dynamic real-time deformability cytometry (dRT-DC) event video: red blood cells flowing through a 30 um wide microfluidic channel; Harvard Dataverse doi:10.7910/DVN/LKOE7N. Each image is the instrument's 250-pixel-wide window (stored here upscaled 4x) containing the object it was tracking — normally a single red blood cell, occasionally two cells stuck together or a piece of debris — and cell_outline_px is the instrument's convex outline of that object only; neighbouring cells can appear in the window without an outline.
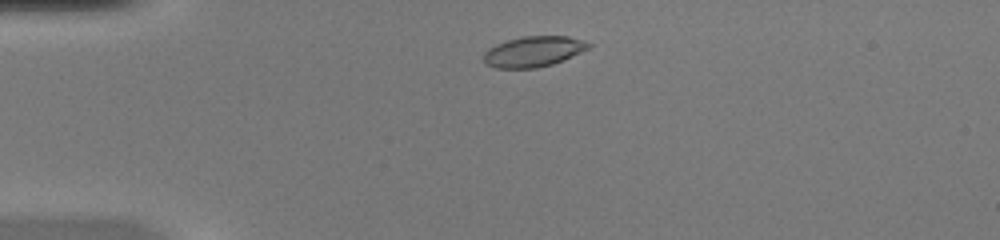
{"species": "common noctule bat (a hibernating species)", "species_latin": "Nyctalus noctula", "temperature_condition": "warm", "stored_images_in_passage": 42, "camera_frame_rate_fps": 3000, "um_per_image_px": 0.085, "animal": {"sex": "female", "body_mass_g": 20.0, "forearm_length_mm": 54.0}, "frame": {"image": 1, "passage_image": 4, "time_ms": 1.0, "image_size_px": [1000, 240], "cell_outline_px": [[592, 44], [588, 48], [580, 52], [552, 64], [536, 68], [496, 68], [484, 64], [484, 52], [488, 48], [496, 44], [508, 40], [524, 36], [568, 36], [584, 40]], "centroid_in_image_um": [45.31, 4.38], "position_along_channel_um": 39.7, "area_um2": 18.55}}
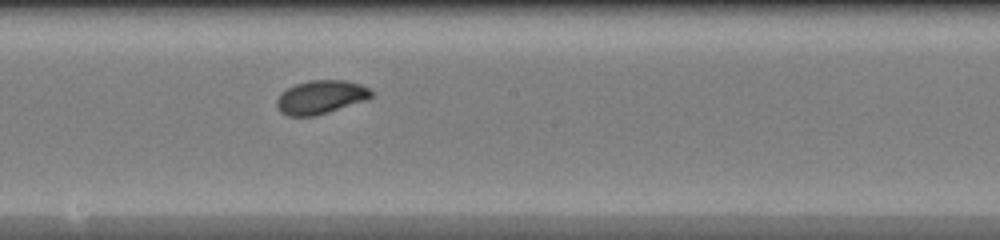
{"frame": {"image": 2, "passage_image": 20, "time_ms": 6.333, "image_size_px": [1000, 240], "cell_outline_px": [[376, 96], [368, 100], [316, 116], [288, 116], [280, 112], [276, 108], [276, 100], [280, 92], [296, 84], [308, 80], [344, 80], [360, 84], [376, 92]], "centroid_in_image_um": [27.3, 8.26], "position_along_channel_um": 220.9, "area_um2": 18.96}}
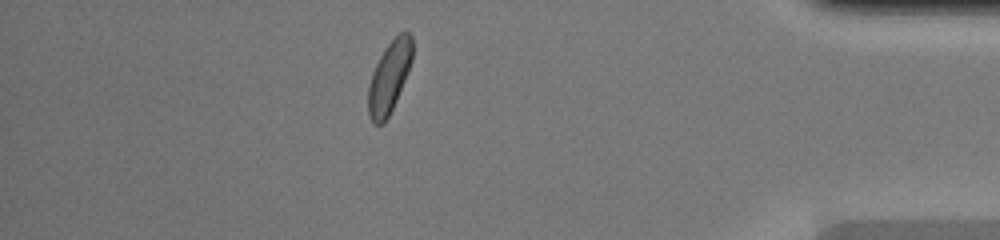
{"frame": {"image": 3, "passage_image": 36, "time_ms": 11.667, "image_size_px": [1000, 240], "cell_outline_px": [[412, 60], [408, 72], [396, 100], [384, 124], [372, 124], [368, 116], [368, 88], [372, 72], [384, 48], [404, 28], [412, 36]], "centroid_in_image_um": [33.08, 6.54], "position_along_channel_um": 402.1, "area_um2": 18.44}, "authors_computed_cell_mechanics": {"area_um2": 18.6116, "velocity_mm_per_s": 4.1102, "shape_relaxation_time_tau1_ms": 4.6701, "shape_relaxation_time_tau2_ms": 4.1679, "deformation_change_tau1": 0.1443, "deformation_change_tau2": 0.0729}}